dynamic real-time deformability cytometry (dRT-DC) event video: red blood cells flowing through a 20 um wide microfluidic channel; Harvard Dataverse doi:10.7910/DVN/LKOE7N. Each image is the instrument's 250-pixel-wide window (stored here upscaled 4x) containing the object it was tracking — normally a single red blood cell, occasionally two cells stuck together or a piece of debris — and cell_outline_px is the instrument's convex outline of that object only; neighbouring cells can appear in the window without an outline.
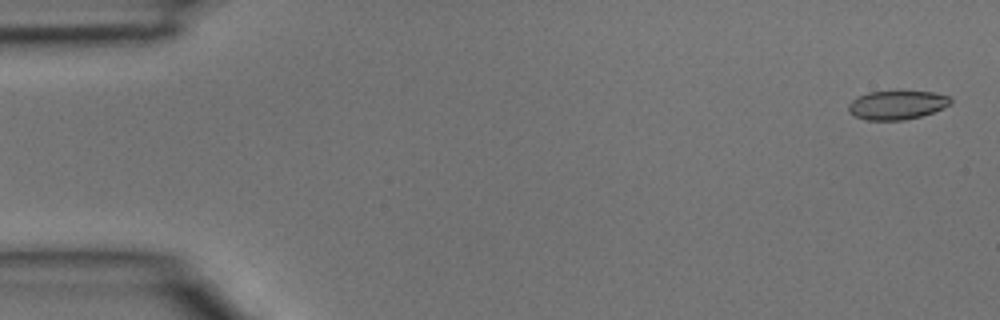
{"species": "common noctule bat (a hibernating species)", "species_latin": "Nyctalus noctula", "temperature_condition": "room temperature", "stored_images_in_passage": 4, "camera_frame_rate_fps": 3000, "um_per_image_px": 0.085, "animal": {"sex": "male", "body_mass_g": 15.6}, "frame": {"image": 1, "passage_image": 1, "time_ms": 0.0, "image_size_px": [1000, 320], "cell_outline_px": [[952, 100], [948, 104], [932, 112], [920, 116], [904, 120], [864, 120], [848, 112], [848, 104], [856, 96], [868, 92], [932, 92], [948, 96]], "centroid_in_image_um": [76.16, 8.93], "position_along_channel_um": 8.8, "area_um2": 16.88}}
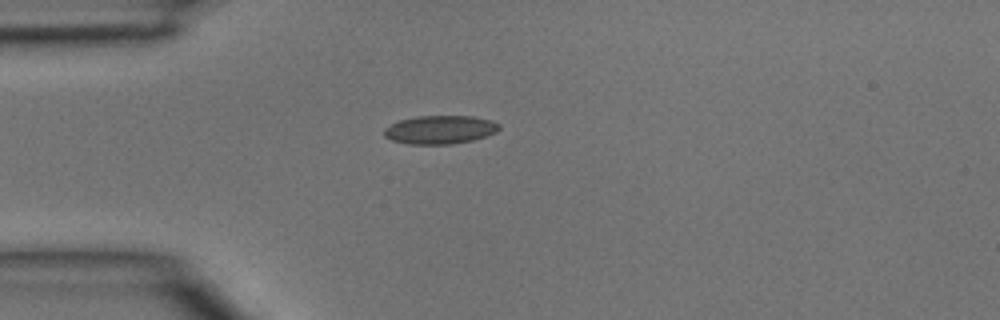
{"frame": {"image": 2, "passage_image": 4, "time_ms": 1.0, "image_size_px": [1000, 320], "cell_outline_px": [[500, 128], [496, 132], [472, 140], [452, 144], [408, 144], [392, 140], [384, 136], [384, 128], [400, 120], [416, 116], [472, 116], [492, 120], [500, 124]], "centroid_in_image_um": [37.41, 11.02], "position_along_channel_um": 47.6, "area_um2": 19.02}}